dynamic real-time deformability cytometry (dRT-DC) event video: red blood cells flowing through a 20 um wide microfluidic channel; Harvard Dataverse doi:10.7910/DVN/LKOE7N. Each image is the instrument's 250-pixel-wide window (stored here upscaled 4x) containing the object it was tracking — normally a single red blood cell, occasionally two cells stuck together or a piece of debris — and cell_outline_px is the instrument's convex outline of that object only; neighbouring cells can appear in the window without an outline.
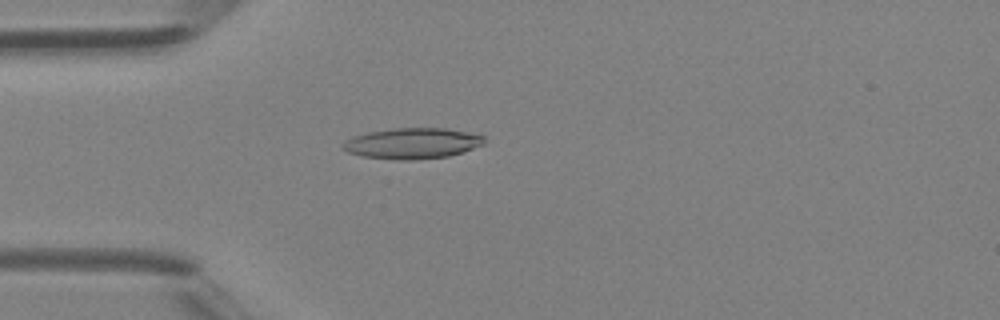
{"species": "Egyptian fruit bat (a non-hibernating species)", "species_latin": "Rousettus aegyptiacus", "temperature_condition": "room temperature", "stored_images_in_passage": 45, "camera_frame_rate_fps": 3000, "um_per_image_px": 0.085, "animal": {"sex": "female"}, "frame": {"image": 1, "passage_image": 12, "time_ms": 3.667, "image_size_px": [1000, 320], "cell_outline_px": [[484, 144], [464, 152], [448, 156], [412, 160], [400, 160], [364, 156], [348, 152], [344, 148], [344, 140], [352, 136], [368, 132], [392, 128], [444, 128], [468, 132], [484, 136]], "centroid_in_image_um": [35.07, 12.18], "position_along_channel_um": 49.9, "area_um2": 25.26}}
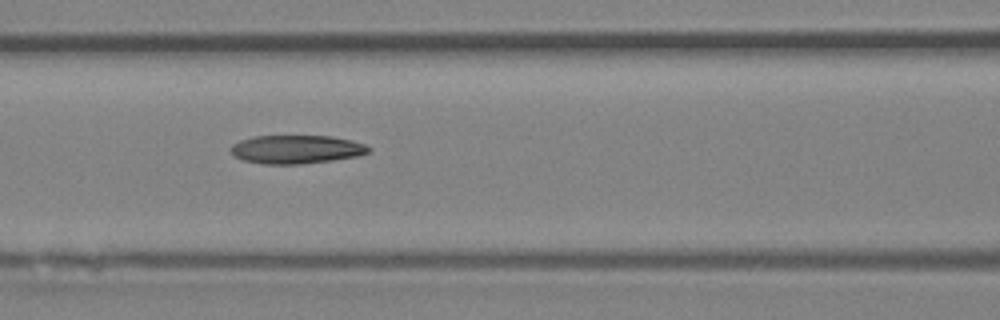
{"frame": {"image": 2, "passage_image": 19, "time_ms": 6.0, "image_size_px": [1000, 320], "cell_outline_px": [[372, 148], [368, 152], [356, 156], [332, 160], [300, 164], [264, 164], [244, 160], [236, 156], [228, 148], [232, 144], [240, 140], [252, 136], [332, 136], [352, 140], [364, 144]], "centroid_in_image_um": [25.17, 12.68], "position_along_channel_um": 141.4, "area_um2": 22.83}}
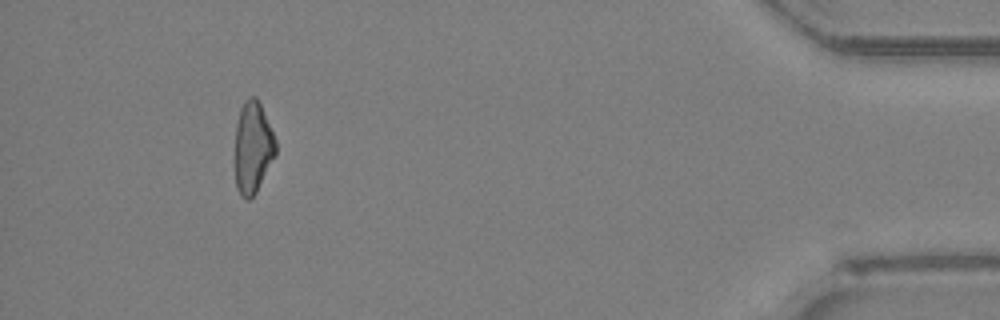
{"frame": {"image": 3, "passage_image": 42, "time_ms": 13.667, "image_size_px": [1000, 320], "cell_outline_px": [[276, 156], [256, 192], [248, 200], [244, 200], [240, 196], [236, 188], [236, 124], [240, 108], [244, 100], [248, 96], [256, 96], [260, 104], [276, 140]], "centroid_in_image_um": [21.49, 12.54], "position_along_channel_um": 413.7, "area_um2": 21.79}}